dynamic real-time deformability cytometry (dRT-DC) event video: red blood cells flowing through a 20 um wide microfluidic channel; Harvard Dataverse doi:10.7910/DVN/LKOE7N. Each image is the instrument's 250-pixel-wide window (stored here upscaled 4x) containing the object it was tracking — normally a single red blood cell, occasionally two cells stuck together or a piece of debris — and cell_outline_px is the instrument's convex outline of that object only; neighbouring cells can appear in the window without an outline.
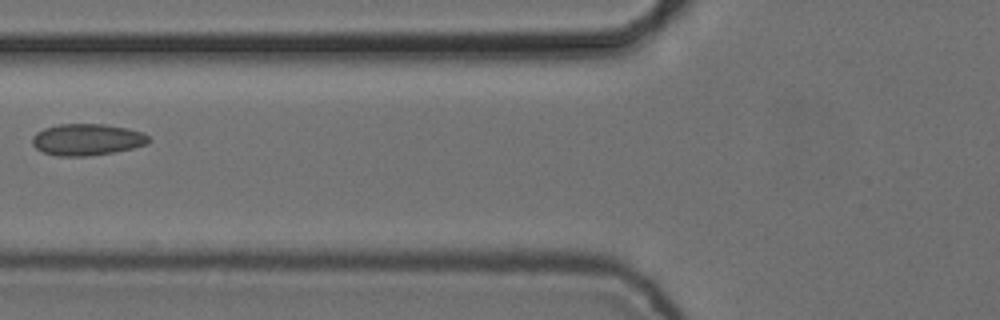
{"species": "common noctule bat (a hibernating species)", "species_latin": "Nyctalus noctula", "temperature_condition": "cold", "stored_images_in_passage": 3, "camera_frame_rate_fps": 3000, "um_per_image_px": 0.085, "animal": {"sex": "female", "body_mass_g": 24.6, "forearm_length_mm": 56.2}, "frame": {"image": 1, "passage_image": 3, "time_ms": 0.667, "image_size_px": [1000, 320], "cell_outline_px": [[152, 140], [148, 144], [132, 148], [112, 152], [88, 156], [56, 156], [44, 152], [36, 148], [32, 144], [32, 136], [36, 132], [44, 128], [60, 124], [104, 124], [128, 128], [144, 132]], "centroid_in_image_um": [7.41, 11.86], "position_along_channel_um": 118.4, "area_um2": 21.56}}